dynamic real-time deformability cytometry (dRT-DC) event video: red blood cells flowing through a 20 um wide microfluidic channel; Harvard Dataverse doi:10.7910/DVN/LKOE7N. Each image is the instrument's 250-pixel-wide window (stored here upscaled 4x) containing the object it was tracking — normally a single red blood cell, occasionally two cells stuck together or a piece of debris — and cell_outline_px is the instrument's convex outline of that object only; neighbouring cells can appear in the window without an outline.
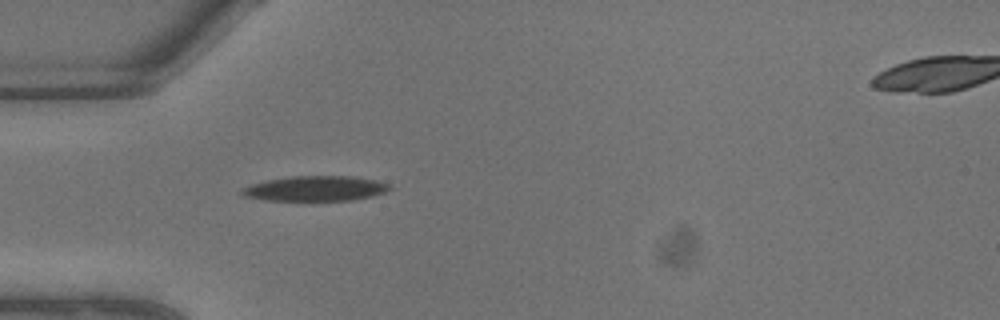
{"species": "common noctule bat (a hibernating species)", "species_latin": "Nyctalus noctula", "temperature_condition": "warm", "stored_images_in_passage": 2, "segment_of_instrument_passage": [1, 2], "camera_frame_rate_fps": 3000, "um_per_image_px": 0.085, "animal": {"sex": "male", "body_mass_g": 13.3}, "frame": {"image": 1, "passage_image": 1, "time_ms": 0.0, "image_size_px": [1000, 320], "cell_outline_px": [[392, 188], [384, 192], [372, 196], [352, 200], [268, 200], [244, 196], [240, 192], [240, 188], [252, 184], [268, 180], [292, 176], [352, 176], [376, 180], [388, 184]], "centroid_in_image_um": [26.81, 16.02], "position_along_channel_um": 58.2, "area_um2": 21.39}}